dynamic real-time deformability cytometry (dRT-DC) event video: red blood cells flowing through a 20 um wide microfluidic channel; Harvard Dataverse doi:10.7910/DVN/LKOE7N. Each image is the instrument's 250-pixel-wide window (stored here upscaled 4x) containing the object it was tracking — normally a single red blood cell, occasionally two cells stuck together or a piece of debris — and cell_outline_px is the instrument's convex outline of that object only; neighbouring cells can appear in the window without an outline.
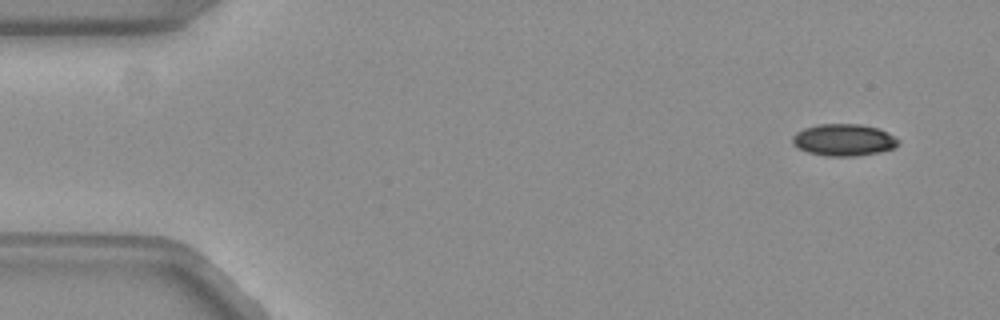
{"species": "common noctule bat (a hibernating species)", "species_latin": "Nyctalus noctula", "temperature_condition": "warm", "stored_images_in_passage": 15, "camera_frame_rate_fps": 3000, "um_per_image_px": 0.085, "animal": {"sex": "female", "body_mass_g": 19.3, "forearm_length_mm": 54.1}, "frame": {"image": 1, "passage_image": 2, "time_ms": 0.333, "image_size_px": [1000, 320], "cell_outline_px": [[896, 144], [892, 148], [876, 152], [852, 156], [828, 156], [808, 152], [800, 148], [792, 140], [792, 136], [796, 132], [804, 128], [816, 124], [860, 124], [876, 128], [892, 136], [896, 140]], "centroid_in_image_um": [71.63, 11.88], "position_along_channel_um": 13.4, "area_um2": 19.02}}
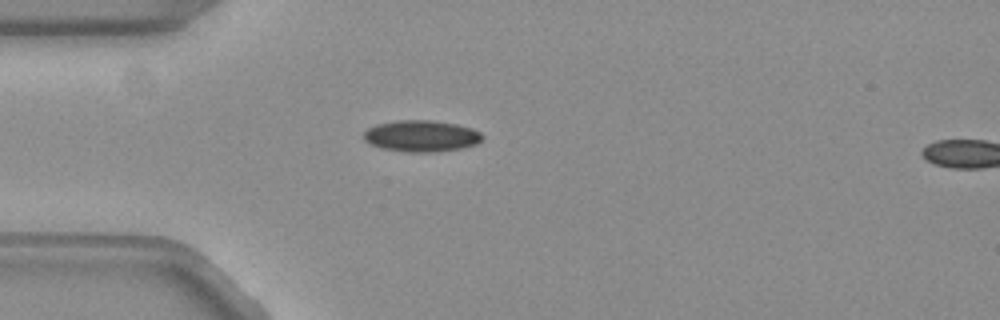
{"frame": {"image": 2, "passage_image": 13, "time_ms": 4.0, "image_size_px": [1000, 320], "cell_outline_px": [[484, 136], [476, 144], [460, 148], [432, 152], [408, 152], [384, 148], [372, 144], [364, 140], [364, 132], [368, 128], [376, 124], [396, 120], [432, 120], [456, 124], [472, 128], [480, 132]], "centroid_in_image_um": [35.82, 11.54], "position_along_channel_um": 49.2, "area_um2": 21.56}}